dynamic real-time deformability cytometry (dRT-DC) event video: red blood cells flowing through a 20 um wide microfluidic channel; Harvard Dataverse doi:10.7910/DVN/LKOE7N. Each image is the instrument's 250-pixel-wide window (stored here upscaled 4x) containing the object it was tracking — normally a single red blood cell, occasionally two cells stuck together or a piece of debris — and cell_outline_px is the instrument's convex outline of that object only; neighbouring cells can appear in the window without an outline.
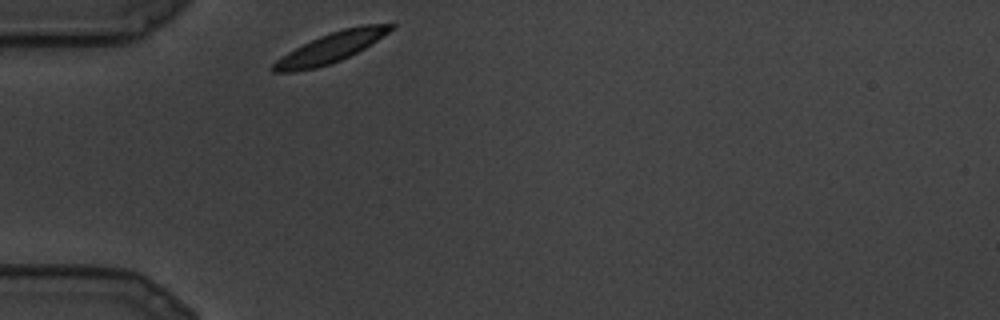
{"species": "common noctule bat (a hibernating species)", "species_latin": "Nyctalus noctula", "temperature_condition": "cold", "stored_images_in_passage": 16, "camera_frame_rate_fps": 3000, "um_per_image_px": 0.085, "animal": {"sex": "male", "body_mass_g": 19.5, "forearm_length_mm": 54.6}, "frame": {"image": 1, "passage_image": 1, "time_ms": 0.0, "image_size_px": [1000, 320], "cell_outline_px": [[396, 24], [388, 32], [364, 48], [340, 60], [316, 68], [292, 72], [272, 72], [268, 68], [276, 60], [288, 52], [320, 36], [344, 28], [364, 24]], "centroid_in_image_um": [28.05, 4.07], "position_along_channel_um": 56.9, "area_um2": 20.0}}
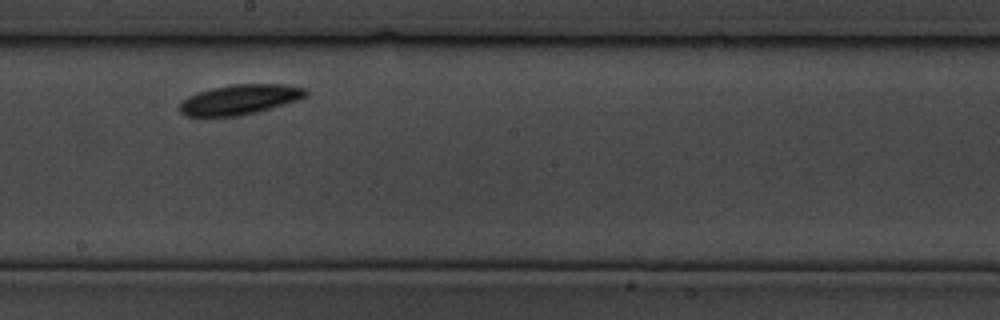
{"frame": {"image": 2, "passage_image": 9, "time_ms": 2.667, "image_size_px": [1000, 320], "cell_outline_px": [[308, 96], [300, 100], [256, 112], [240, 116], [188, 116], [180, 112], [180, 104], [188, 96], [196, 92], [212, 88], [232, 84], [288, 84], [308, 88]], "centroid_in_image_um": [20.46, 8.44], "position_along_channel_um": 227.7, "area_um2": 22.25}}
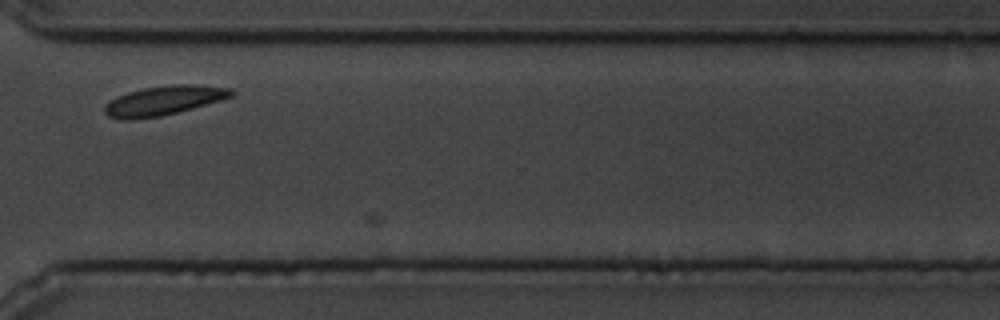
{"frame": {"image": 3, "passage_image": 15, "time_ms": 4.667, "image_size_px": [1000, 320], "cell_outline_px": [[236, 92], [232, 96], [220, 100], [192, 108], [160, 116], [132, 120], [124, 120], [108, 116], [104, 112], [104, 104], [128, 92], [144, 88], [180, 84], [192, 84], [232, 88]], "centroid_in_image_um": [13.92, 8.55], "position_along_channel_um": 356.7, "area_um2": 21.39}}